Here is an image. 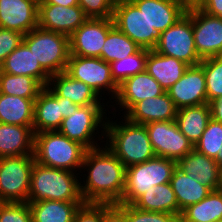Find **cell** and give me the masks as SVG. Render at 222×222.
<instances>
[{
	"label": "cell",
	"mask_w": 222,
	"mask_h": 222,
	"mask_svg": "<svg viewBox=\"0 0 222 222\" xmlns=\"http://www.w3.org/2000/svg\"><path fill=\"white\" fill-rule=\"evenodd\" d=\"M112 19L114 25L140 48H155L159 33L151 27L144 13L132 1L114 3Z\"/></svg>",
	"instance_id": "obj_11"
},
{
	"label": "cell",
	"mask_w": 222,
	"mask_h": 222,
	"mask_svg": "<svg viewBox=\"0 0 222 222\" xmlns=\"http://www.w3.org/2000/svg\"><path fill=\"white\" fill-rule=\"evenodd\" d=\"M148 49L141 48L137 53L110 64L111 76L119 86L124 80L138 73L146 71Z\"/></svg>",
	"instance_id": "obj_35"
},
{
	"label": "cell",
	"mask_w": 222,
	"mask_h": 222,
	"mask_svg": "<svg viewBox=\"0 0 222 222\" xmlns=\"http://www.w3.org/2000/svg\"><path fill=\"white\" fill-rule=\"evenodd\" d=\"M187 5L197 4L199 0H183Z\"/></svg>",
	"instance_id": "obj_48"
},
{
	"label": "cell",
	"mask_w": 222,
	"mask_h": 222,
	"mask_svg": "<svg viewBox=\"0 0 222 222\" xmlns=\"http://www.w3.org/2000/svg\"><path fill=\"white\" fill-rule=\"evenodd\" d=\"M113 26L112 18H88L69 36L70 55L100 58L109 30Z\"/></svg>",
	"instance_id": "obj_14"
},
{
	"label": "cell",
	"mask_w": 222,
	"mask_h": 222,
	"mask_svg": "<svg viewBox=\"0 0 222 222\" xmlns=\"http://www.w3.org/2000/svg\"><path fill=\"white\" fill-rule=\"evenodd\" d=\"M114 3H117V2H121V1H131V0H113Z\"/></svg>",
	"instance_id": "obj_49"
},
{
	"label": "cell",
	"mask_w": 222,
	"mask_h": 222,
	"mask_svg": "<svg viewBox=\"0 0 222 222\" xmlns=\"http://www.w3.org/2000/svg\"><path fill=\"white\" fill-rule=\"evenodd\" d=\"M28 203L32 222H73L76 210L85 202L44 200Z\"/></svg>",
	"instance_id": "obj_29"
},
{
	"label": "cell",
	"mask_w": 222,
	"mask_h": 222,
	"mask_svg": "<svg viewBox=\"0 0 222 222\" xmlns=\"http://www.w3.org/2000/svg\"><path fill=\"white\" fill-rule=\"evenodd\" d=\"M188 67L184 61L148 50L146 71L166 92L183 76Z\"/></svg>",
	"instance_id": "obj_26"
},
{
	"label": "cell",
	"mask_w": 222,
	"mask_h": 222,
	"mask_svg": "<svg viewBox=\"0 0 222 222\" xmlns=\"http://www.w3.org/2000/svg\"><path fill=\"white\" fill-rule=\"evenodd\" d=\"M48 86L59 97L68 98L79 106L109 105L106 103L107 101L101 99L87 84L73 79L66 72L51 76Z\"/></svg>",
	"instance_id": "obj_23"
},
{
	"label": "cell",
	"mask_w": 222,
	"mask_h": 222,
	"mask_svg": "<svg viewBox=\"0 0 222 222\" xmlns=\"http://www.w3.org/2000/svg\"><path fill=\"white\" fill-rule=\"evenodd\" d=\"M23 42L50 76L66 71L70 57L68 36L37 27L24 35Z\"/></svg>",
	"instance_id": "obj_7"
},
{
	"label": "cell",
	"mask_w": 222,
	"mask_h": 222,
	"mask_svg": "<svg viewBox=\"0 0 222 222\" xmlns=\"http://www.w3.org/2000/svg\"><path fill=\"white\" fill-rule=\"evenodd\" d=\"M4 202L2 201V199L0 198V206L3 204Z\"/></svg>",
	"instance_id": "obj_50"
},
{
	"label": "cell",
	"mask_w": 222,
	"mask_h": 222,
	"mask_svg": "<svg viewBox=\"0 0 222 222\" xmlns=\"http://www.w3.org/2000/svg\"><path fill=\"white\" fill-rule=\"evenodd\" d=\"M165 92L162 86L147 71H144L129 77L118 86L117 95L110 102L109 109L124 116L136 103L158 97Z\"/></svg>",
	"instance_id": "obj_15"
},
{
	"label": "cell",
	"mask_w": 222,
	"mask_h": 222,
	"mask_svg": "<svg viewBox=\"0 0 222 222\" xmlns=\"http://www.w3.org/2000/svg\"><path fill=\"white\" fill-rule=\"evenodd\" d=\"M211 118L210 103H206L178 109L175 121L180 131L195 145Z\"/></svg>",
	"instance_id": "obj_28"
},
{
	"label": "cell",
	"mask_w": 222,
	"mask_h": 222,
	"mask_svg": "<svg viewBox=\"0 0 222 222\" xmlns=\"http://www.w3.org/2000/svg\"><path fill=\"white\" fill-rule=\"evenodd\" d=\"M34 154L0 158V198L28 202Z\"/></svg>",
	"instance_id": "obj_9"
},
{
	"label": "cell",
	"mask_w": 222,
	"mask_h": 222,
	"mask_svg": "<svg viewBox=\"0 0 222 222\" xmlns=\"http://www.w3.org/2000/svg\"><path fill=\"white\" fill-rule=\"evenodd\" d=\"M34 154L33 127L0 123V158Z\"/></svg>",
	"instance_id": "obj_25"
},
{
	"label": "cell",
	"mask_w": 222,
	"mask_h": 222,
	"mask_svg": "<svg viewBox=\"0 0 222 222\" xmlns=\"http://www.w3.org/2000/svg\"><path fill=\"white\" fill-rule=\"evenodd\" d=\"M79 6L89 18H112L113 0H78Z\"/></svg>",
	"instance_id": "obj_41"
},
{
	"label": "cell",
	"mask_w": 222,
	"mask_h": 222,
	"mask_svg": "<svg viewBox=\"0 0 222 222\" xmlns=\"http://www.w3.org/2000/svg\"><path fill=\"white\" fill-rule=\"evenodd\" d=\"M80 106L68 98L59 97L48 85L38 94L34 103L33 132L57 131L66 117Z\"/></svg>",
	"instance_id": "obj_12"
},
{
	"label": "cell",
	"mask_w": 222,
	"mask_h": 222,
	"mask_svg": "<svg viewBox=\"0 0 222 222\" xmlns=\"http://www.w3.org/2000/svg\"><path fill=\"white\" fill-rule=\"evenodd\" d=\"M194 149L215 159L222 150V123L211 118L200 140L194 145Z\"/></svg>",
	"instance_id": "obj_37"
},
{
	"label": "cell",
	"mask_w": 222,
	"mask_h": 222,
	"mask_svg": "<svg viewBox=\"0 0 222 222\" xmlns=\"http://www.w3.org/2000/svg\"><path fill=\"white\" fill-rule=\"evenodd\" d=\"M103 222H125L124 204L113 205L105 214Z\"/></svg>",
	"instance_id": "obj_44"
},
{
	"label": "cell",
	"mask_w": 222,
	"mask_h": 222,
	"mask_svg": "<svg viewBox=\"0 0 222 222\" xmlns=\"http://www.w3.org/2000/svg\"><path fill=\"white\" fill-rule=\"evenodd\" d=\"M177 167L211 190L222 187V169L217 162L193 149L177 161Z\"/></svg>",
	"instance_id": "obj_21"
},
{
	"label": "cell",
	"mask_w": 222,
	"mask_h": 222,
	"mask_svg": "<svg viewBox=\"0 0 222 222\" xmlns=\"http://www.w3.org/2000/svg\"><path fill=\"white\" fill-rule=\"evenodd\" d=\"M196 5L207 14L222 18V0H199Z\"/></svg>",
	"instance_id": "obj_43"
},
{
	"label": "cell",
	"mask_w": 222,
	"mask_h": 222,
	"mask_svg": "<svg viewBox=\"0 0 222 222\" xmlns=\"http://www.w3.org/2000/svg\"><path fill=\"white\" fill-rule=\"evenodd\" d=\"M89 17L79 5L62 7L55 4L38 3V27L70 36Z\"/></svg>",
	"instance_id": "obj_17"
},
{
	"label": "cell",
	"mask_w": 222,
	"mask_h": 222,
	"mask_svg": "<svg viewBox=\"0 0 222 222\" xmlns=\"http://www.w3.org/2000/svg\"><path fill=\"white\" fill-rule=\"evenodd\" d=\"M80 179V173L34 162L28 202L84 201L80 190Z\"/></svg>",
	"instance_id": "obj_3"
},
{
	"label": "cell",
	"mask_w": 222,
	"mask_h": 222,
	"mask_svg": "<svg viewBox=\"0 0 222 222\" xmlns=\"http://www.w3.org/2000/svg\"><path fill=\"white\" fill-rule=\"evenodd\" d=\"M87 150L81 143L67 138L58 131L34 134L35 162L47 167L80 173Z\"/></svg>",
	"instance_id": "obj_4"
},
{
	"label": "cell",
	"mask_w": 222,
	"mask_h": 222,
	"mask_svg": "<svg viewBox=\"0 0 222 222\" xmlns=\"http://www.w3.org/2000/svg\"><path fill=\"white\" fill-rule=\"evenodd\" d=\"M107 106H80L75 112H72V116L62 120L57 131L67 138L81 143L87 149L97 148L105 142L103 139H105L106 120L110 113L107 112L110 110ZM97 140L100 142L98 143Z\"/></svg>",
	"instance_id": "obj_5"
},
{
	"label": "cell",
	"mask_w": 222,
	"mask_h": 222,
	"mask_svg": "<svg viewBox=\"0 0 222 222\" xmlns=\"http://www.w3.org/2000/svg\"><path fill=\"white\" fill-rule=\"evenodd\" d=\"M177 109L167 92L136 103L125 115L129 121L147 124L157 121H175Z\"/></svg>",
	"instance_id": "obj_22"
},
{
	"label": "cell",
	"mask_w": 222,
	"mask_h": 222,
	"mask_svg": "<svg viewBox=\"0 0 222 222\" xmlns=\"http://www.w3.org/2000/svg\"><path fill=\"white\" fill-rule=\"evenodd\" d=\"M39 0H0V28L26 35L38 27Z\"/></svg>",
	"instance_id": "obj_19"
},
{
	"label": "cell",
	"mask_w": 222,
	"mask_h": 222,
	"mask_svg": "<svg viewBox=\"0 0 222 222\" xmlns=\"http://www.w3.org/2000/svg\"><path fill=\"white\" fill-rule=\"evenodd\" d=\"M205 73L207 103L222 96V56L202 59L199 64Z\"/></svg>",
	"instance_id": "obj_36"
},
{
	"label": "cell",
	"mask_w": 222,
	"mask_h": 222,
	"mask_svg": "<svg viewBox=\"0 0 222 222\" xmlns=\"http://www.w3.org/2000/svg\"><path fill=\"white\" fill-rule=\"evenodd\" d=\"M24 35L15 30L0 28V66L22 42Z\"/></svg>",
	"instance_id": "obj_42"
},
{
	"label": "cell",
	"mask_w": 222,
	"mask_h": 222,
	"mask_svg": "<svg viewBox=\"0 0 222 222\" xmlns=\"http://www.w3.org/2000/svg\"><path fill=\"white\" fill-rule=\"evenodd\" d=\"M146 16L151 27L161 34L173 26L185 13L183 0H131Z\"/></svg>",
	"instance_id": "obj_20"
},
{
	"label": "cell",
	"mask_w": 222,
	"mask_h": 222,
	"mask_svg": "<svg viewBox=\"0 0 222 222\" xmlns=\"http://www.w3.org/2000/svg\"><path fill=\"white\" fill-rule=\"evenodd\" d=\"M167 93L176 109L207 103L205 73L200 65L189 66Z\"/></svg>",
	"instance_id": "obj_18"
},
{
	"label": "cell",
	"mask_w": 222,
	"mask_h": 222,
	"mask_svg": "<svg viewBox=\"0 0 222 222\" xmlns=\"http://www.w3.org/2000/svg\"><path fill=\"white\" fill-rule=\"evenodd\" d=\"M153 50L184 61L189 66L201 63L202 59L197 54L193 37L192 5H188L186 13L173 26L159 34Z\"/></svg>",
	"instance_id": "obj_8"
},
{
	"label": "cell",
	"mask_w": 222,
	"mask_h": 222,
	"mask_svg": "<svg viewBox=\"0 0 222 222\" xmlns=\"http://www.w3.org/2000/svg\"><path fill=\"white\" fill-rule=\"evenodd\" d=\"M145 127L156 156L177 162L194 149L176 121L151 122L145 124Z\"/></svg>",
	"instance_id": "obj_13"
},
{
	"label": "cell",
	"mask_w": 222,
	"mask_h": 222,
	"mask_svg": "<svg viewBox=\"0 0 222 222\" xmlns=\"http://www.w3.org/2000/svg\"><path fill=\"white\" fill-rule=\"evenodd\" d=\"M38 3L55 4L62 7H70L74 5H79L78 0H39Z\"/></svg>",
	"instance_id": "obj_46"
},
{
	"label": "cell",
	"mask_w": 222,
	"mask_h": 222,
	"mask_svg": "<svg viewBox=\"0 0 222 222\" xmlns=\"http://www.w3.org/2000/svg\"><path fill=\"white\" fill-rule=\"evenodd\" d=\"M222 220V189L212 190L200 202L181 212L180 222H217Z\"/></svg>",
	"instance_id": "obj_32"
},
{
	"label": "cell",
	"mask_w": 222,
	"mask_h": 222,
	"mask_svg": "<svg viewBox=\"0 0 222 222\" xmlns=\"http://www.w3.org/2000/svg\"><path fill=\"white\" fill-rule=\"evenodd\" d=\"M0 70L17 76H31L35 78L43 87H46L50 80V75L36 61L35 56L22 42L0 66Z\"/></svg>",
	"instance_id": "obj_24"
},
{
	"label": "cell",
	"mask_w": 222,
	"mask_h": 222,
	"mask_svg": "<svg viewBox=\"0 0 222 222\" xmlns=\"http://www.w3.org/2000/svg\"><path fill=\"white\" fill-rule=\"evenodd\" d=\"M125 222H180V216L154 211H143L133 205L124 204Z\"/></svg>",
	"instance_id": "obj_38"
},
{
	"label": "cell",
	"mask_w": 222,
	"mask_h": 222,
	"mask_svg": "<svg viewBox=\"0 0 222 222\" xmlns=\"http://www.w3.org/2000/svg\"><path fill=\"white\" fill-rule=\"evenodd\" d=\"M109 112L117 120L112 117L107 118L104 144L126 168L156 156L145 125L131 122L123 115L121 118L118 113H113L111 110Z\"/></svg>",
	"instance_id": "obj_2"
},
{
	"label": "cell",
	"mask_w": 222,
	"mask_h": 222,
	"mask_svg": "<svg viewBox=\"0 0 222 222\" xmlns=\"http://www.w3.org/2000/svg\"><path fill=\"white\" fill-rule=\"evenodd\" d=\"M0 222H32L28 202H4L0 206Z\"/></svg>",
	"instance_id": "obj_39"
},
{
	"label": "cell",
	"mask_w": 222,
	"mask_h": 222,
	"mask_svg": "<svg viewBox=\"0 0 222 222\" xmlns=\"http://www.w3.org/2000/svg\"><path fill=\"white\" fill-rule=\"evenodd\" d=\"M112 206L107 203H83L76 210L73 222H103L104 214Z\"/></svg>",
	"instance_id": "obj_40"
},
{
	"label": "cell",
	"mask_w": 222,
	"mask_h": 222,
	"mask_svg": "<svg viewBox=\"0 0 222 222\" xmlns=\"http://www.w3.org/2000/svg\"><path fill=\"white\" fill-rule=\"evenodd\" d=\"M141 48L115 25L109 30L102 48L101 59L107 63L122 60L137 53Z\"/></svg>",
	"instance_id": "obj_33"
},
{
	"label": "cell",
	"mask_w": 222,
	"mask_h": 222,
	"mask_svg": "<svg viewBox=\"0 0 222 222\" xmlns=\"http://www.w3.org/2000/svg\"><path fill=\"white\" fill-rule=\"evenodd\" d=\"M192 29L197 54L201 59L222 56V18L192 5Z\"/></svg>",
	"instance_id": "obj_16"
},
{
	"label": "cell",
	"mask_w": 222,
	"mask_h": 222,
	"mask_svg": "<svg viewBox=\"0 0 222 222\" xmlns=\"http://www.w3.org/2000/svg\"><path fill=\"white\" fill-rule=\"evenodd\" d=\"M170 184L178 203V216L188 206L200 202L212 191L178 167L173 172Z\"/></svg>",
	"instance_id": "obj_27"
},
{
	"label": "cell",
	"mask_w": 222,
	"mask_h": 222,
	"mask_svg": "<svg viewBox=\"0 0 222 222\" xmlns=\"http://www.w3.org/2000/svg\"><path fill=\"white\" fill-rule=\"evenodd\" d=\"M211 117L218 122L222 123V96L210 102Z\"/></svg>",
	"instance_id": "obj_45"
},
{
	"label": "cell",
	"mask_w": 222,
	"mask_h": 222,
	"mask_svg": "<svg viewBox=\"0 0 222 222\" xmlns=\"http://www.w3.org/2000/svg\"><path fill=\"white\" fill-rule=\"evenodd\" d=\"M143 211L164 212L178 215V203L170 182L152 186L133 204Z\"/></svg>",
	"instance_id": "obj_31"
},
{
	"label": "cell",
	"mask_w": 222,
	"mask_h": 222,
	"mask_svg": "<svg viewBox=\"0 0 222 222\" xmlns=\"http://www.w3.org/2000/svg\"><path fill=\"white\" fill-rule=\"evenodd\" d=\"M80 173L85 203L121 204L126 167L105 144L86 151Z\"/></svg>",
	"instance_id": "obj_1"
},
{
	"label": "cell",
	"mask_w": 222,
	"mask_h": 222,
	"mask_svg": "<svg viewBox=\"0 0 222 222\" xmlns=\"http://www.w3.org/2000/svg\"><path fill=\"white\" fill-rule=\"evenodd\" d=\"M65 72L87 84L101 99L108 101L109 97L108 104L117 95L118 85L112 79L110 64L101 58L70 55Z\"/></svg>",
	"instance_id": "obj_10"
},
{
	"label": "cell",
	"mask_w": 222,
	"mask_h": 222,
	"mask_svg": "<svg viewBox=\"0 0 222 222\" xmlns=\"http://www.w3.org/2000/svg\"><path fill=\"white\" fill-rule=\"evenodd\" d=\"M35 100L0 93V123L33 127Z\"/></svg>",
	"instance_id": "obj_30"
},
{
	"label": "cell",
	"mask_w": 222,
	"mask_h": 222,
	"mask_svg": "<svg viewBox=\"0 0 222 222\" xmlns=\"http://www.w3.org/2000/svg\"><path fill=\"white\" fill-rule=\"evenodd\" d=\"M217 164L221 167L222 169V150H220L216 156V158L214 159Z\"/></svg>",
	"instance_id": "obj_47"
},
{
	"label": "cell",
	"mask_w": 222,
	"mask_h": 222,
	"mask_svg": "<svg viewBox=\"0 0 222 222\" xmlns=\"http://www.w3.org/2000/svg\"><path fill=\"white\" fill-rule=\"evenodd\" d=\"M176 167L177 162L175 160L160 156L127 167L121 204L132 205L152 186L170 182Z\"/></svg>",
	"instance_id": "obj_6"
},
{
	"label": "cell",
	"mask_w": 222,
	"mask_h": 222,
	"mask_svg": "<svg viewBox=\"0 0 222 222\" xmlns=\"http://www.w3.org/2000/svg\"><path fill=\"white\" fill-rule=\"evenodd\" d=\"M44 87L31 76H17L0 70V93L36 99Z\"/></svg>",
	"instance_id": "obj_34"
}]
</instances>
